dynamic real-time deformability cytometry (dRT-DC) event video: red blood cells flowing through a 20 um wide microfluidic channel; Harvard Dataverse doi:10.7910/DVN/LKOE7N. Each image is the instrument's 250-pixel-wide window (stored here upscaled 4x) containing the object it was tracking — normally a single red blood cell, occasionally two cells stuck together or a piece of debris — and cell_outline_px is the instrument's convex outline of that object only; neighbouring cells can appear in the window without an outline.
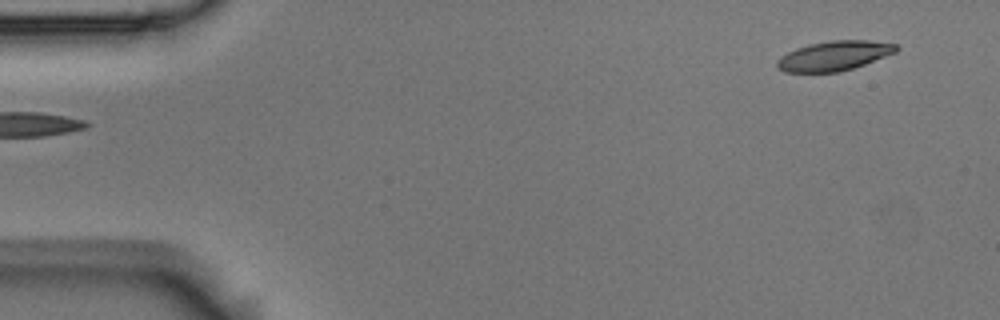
{"species": "Egyptian fruit bat (a non-hibernating species)", "species_latin": "Rousettus aegyptiacus", "temperature_condition": "room temperature", "stored_images_in_passage": 5, "segment_of_instrument_passage": [2, 2], "camera_frame_rate_fps": 3000, "um_per_image_px": 0.085, "animal": {"sex": "male"}, "frame": {"image": 1, "passage_image": 5, "time_ms": 1.333, "image_size_px": [1000, 320], "cell_outline_px": [[900, 48], [896, 52], [864, 64], [840, 72], [784, 72], [776, 68], [776, 60], [780, 56], [796, 48], [808, 44], [832, 40], [868, 40], [896, 44]], "centroid_in_image_um": [70.86, 4.74], "position_along_channel_um": 14.1, "area_um2": 20.63}}